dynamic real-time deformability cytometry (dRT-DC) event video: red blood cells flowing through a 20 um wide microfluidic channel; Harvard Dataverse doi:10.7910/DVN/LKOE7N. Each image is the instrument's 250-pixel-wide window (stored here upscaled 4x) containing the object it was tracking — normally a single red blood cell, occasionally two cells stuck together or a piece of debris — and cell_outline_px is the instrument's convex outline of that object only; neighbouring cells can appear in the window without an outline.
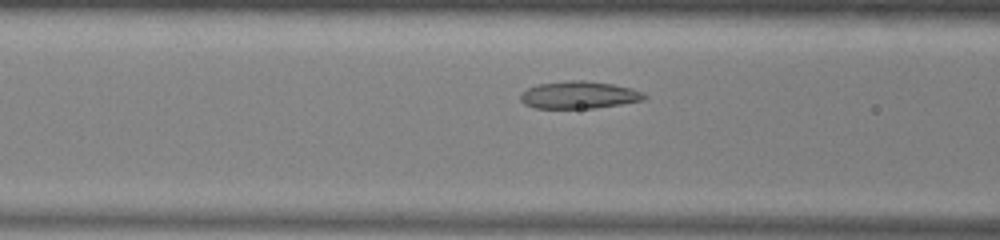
{"species": "common noctule bat (a hibernating species)", "species_latin": "Nyctalus noctula", "temperature_condition": "warm", "stored_images_in_passage": 36, "camera_frame_rate_fps": 3000, "um_per_image_px": 0.085, "animal": {"sex": "male", "body_mass_g": 13.0, "forearm_length_mm": 53.1}, "frame": {"image": 1, "passage_image": 15, "time_ms": 4.667, "image_size_px": [1000, 240], "cell_outline_px": [[648, 96], [644, 100], [596, 108], [536, 108], [524, 104], [520, 100], [520, 92], [536, 84], [568, 80], [584, 80], [612, 84], [632, 88], [644, 92]], "centroid_in_image_um": [49.21, 8.06], "position_along_channel_um": 117.4, "area_um2": 19.94}}
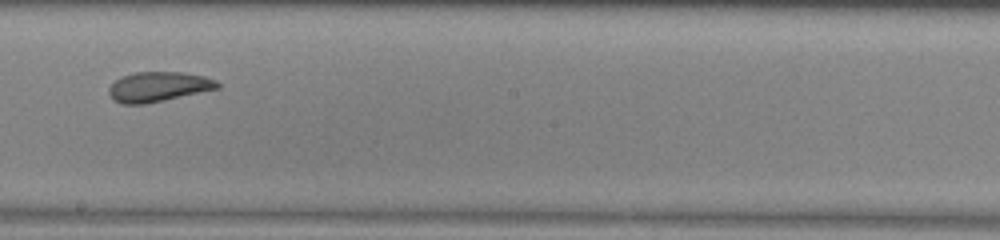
{"frame": {"image": 2, "passage_image": 24, "time_ms": 7.667, "image_size_px": [1000, 240], "cell_outline_px": [[220, 88], [164, 100], [144, 104], [124, 104], [112, 100], [108, 92], [108, 88], [116, 80], [124, 76], [136, 72], [184, 72], [204, 76], [216, 80], [220, 84]], "centroid_in_image_um": [13.47, 7.37], "position_along_channel_um": 234.7, "area_um2": 18.84}}
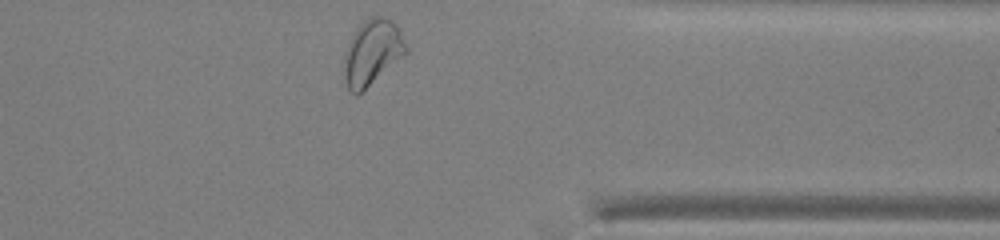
{"frame": {"image": 3, "passage_image": 36, "time_ms": 11.667, "image_size_px": [1000, 240], "cell_outline_px": [[408, 52], [364, 92], [356, 96], [348, 88], [344, 80], [344, 68], [348, 44], [356, 28], [360, 24], [372, 16], [384, 16], [392, 20], [396, 24], [408, 48]], "centroid_in_image_um": [31.66, 4.48], "position_along_channel_um": 379.7, "area_um2": 23.7}, "authors_computed_cell_mechanics": {"area_um2": 19.652, "velocity_mm_per_s": 3.9196, "shape_relaxation_time_tau1_ms": 7.5179, "shape_relaxation_time_tau2_ms": 1.8105, "deformation_change_tau1": 0.1723, "deformation_change_tau2": 0.0585}}